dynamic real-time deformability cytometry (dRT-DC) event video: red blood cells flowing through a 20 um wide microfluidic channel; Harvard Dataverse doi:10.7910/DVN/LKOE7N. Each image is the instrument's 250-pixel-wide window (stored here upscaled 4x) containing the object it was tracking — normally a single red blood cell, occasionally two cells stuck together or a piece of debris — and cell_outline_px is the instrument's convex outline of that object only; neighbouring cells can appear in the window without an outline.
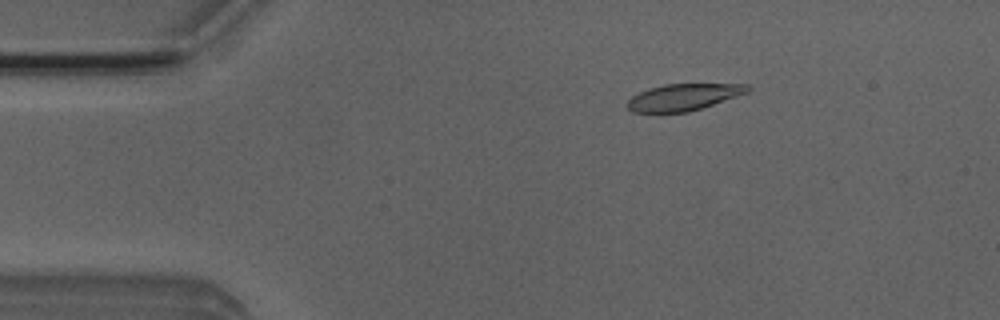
{"species": "Egyptian fruit bat (a non-hibernating species)", "species_latin": "Rousettus aegyptiacus", "temperature_condition": "room temperature", "stored_images_in_passage": 50, "camera_frame_rate_fps": 3000, "um_per_image_px": 0.085, "animal": {"sex": "male"}, "frame": {"image": 1, "passage_image": 8, "time_ms": 2.333, "image_size_px": [1000, 320], "cell_outline_px": [[752, 88], [748, 92], [688, 112], [632, 112], [628, 108], [628, 100], [632, 96], [648, 88], [664, 84], [748, 84]], "centroid_in_image_um": [58.08, 8.24], "position_along_channel_um": 26.9, "area_um2": 18.44}}
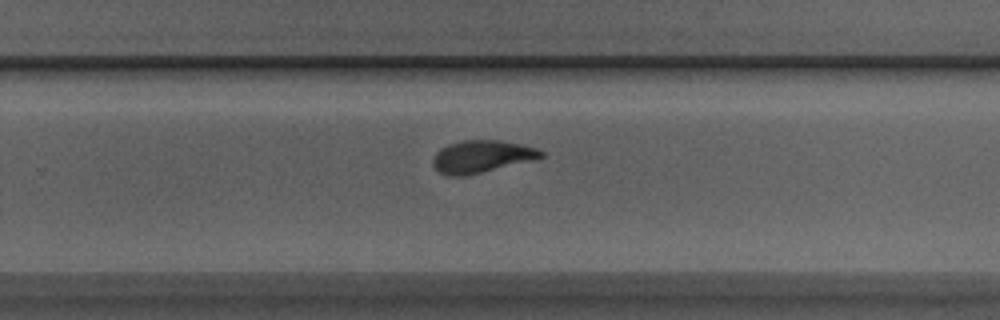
{"frame": {"image": 2, "passage_image": 32, "time_ms": 10.333, "image_size_px": [1000, 320], "cell_outline_px": [[544, 156], [540, 160], [464, 176], [448, 176], [440, 172], [432, 164], [432, 156], [440, 148], [448, 144], [460, 140], [500, 140], [520, 144], [536, 148], [544, 152]], "centroid_in_image_um": [40.98, 13.31], "position_along_channel_um": 288.8, "area_um2": 20.87}}
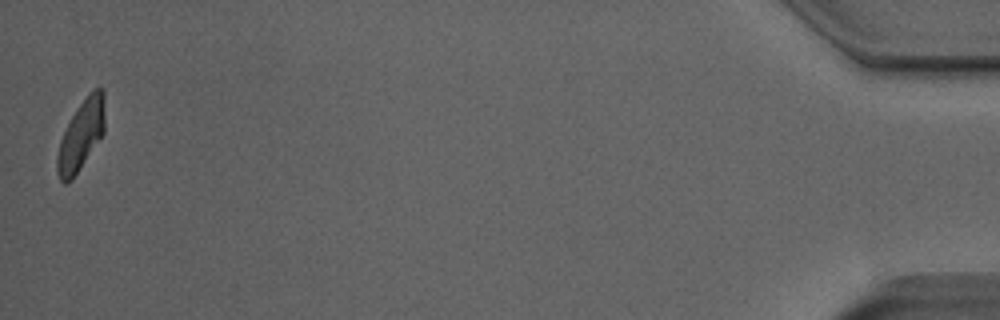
{"frame": {"image": 3, "passage_image": 50, "time_ms": 16.333, "image_size_px": [1000, 320], "cell_outline_px": [[104, 132], [72, 180], [64, 184], [60, 180], [56, 172], [56, 156], [60, 140], [72, 116], [80, 104], [96, 88], [104, 88]], "centroid_in_image_um": [6.87, 11.54], "position_along_channel_um": 428.3, "area_um2": 19.02}, "authors_computed_cell_mechanics": {"area_um2": 20.2589, "velocity_mm_per_s": 4.0036, "shape_relaxation_time_tau1_ms": 3.1971, "shape_relaxation_time_tau2_ms": 0.9611, "deformation_change_tau1": 0.1611, "deformation_change_tau2": 0.0841}}